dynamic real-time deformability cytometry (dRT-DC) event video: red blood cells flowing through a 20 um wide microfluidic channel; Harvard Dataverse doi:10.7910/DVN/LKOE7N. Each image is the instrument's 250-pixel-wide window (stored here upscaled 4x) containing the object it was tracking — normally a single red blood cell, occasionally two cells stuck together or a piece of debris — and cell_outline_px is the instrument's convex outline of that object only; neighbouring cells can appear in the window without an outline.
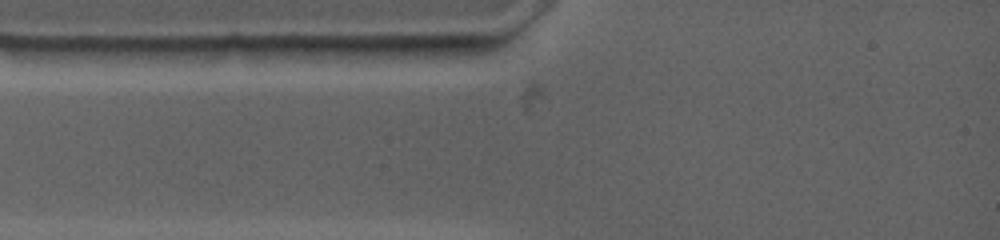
{"species": "common noctule bat (a hibernating species)", "species_latin": "Nyctalus noctula", "temperature_condition": "warm", "stored_images_in_passage": 5, "camera_frame_rate_fps": 4500, "um_per_image_px": 0.085, "animal": {"sex": "female", "body_mass_g": 19.0, "forearm_length_mm": 53.3}, "frame": {"image": 1, "passage_image": 2, "time_ms": 0.222, "image_size_px": [1000, 240], "cell_outline_px": [[484, 48], [480, 52], [464, 60], [392, 56], [316, 48], [324, 44], [480, 44]], "centroid_in_image_um": [35.04, 4.26], "position_along_channel_um": 50.0, "area_um2": 13.06}}